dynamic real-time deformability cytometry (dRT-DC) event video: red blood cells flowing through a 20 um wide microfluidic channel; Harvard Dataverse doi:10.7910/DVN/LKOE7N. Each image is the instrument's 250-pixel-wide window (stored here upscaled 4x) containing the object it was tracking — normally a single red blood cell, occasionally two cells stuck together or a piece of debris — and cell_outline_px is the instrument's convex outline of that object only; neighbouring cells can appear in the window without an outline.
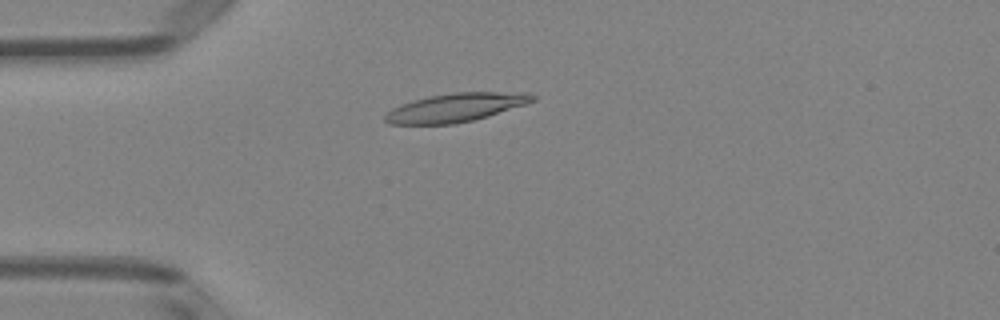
{"species": "Egyptian fruit bat (a non-hibernating species)", "species_latin": "Rousettus aegyptiacus", "temperature_condition": "room temperature", "stored_images_in_passage": 52, "camera_frame_rate_fps": 3000, "um_per_image_px": 0.085, "animal": {"sex": "female"}, "frame": {"image": 1, "passage_image": 14, "time_ms": 4.333, "image_size_px": [1000, 320], "cell_outline_px": [[536, 100], [488, 116], [456, 124], [388, 124], [384, 120], [384, 116], [392, 108], [412, 100], [428, 96], [452, 92], [528, 92], [536, 96]], "centroid_in_image_um": [38.73, 9.13], "position_along_channel_um": 46.3, "area_um2": 24.57}}
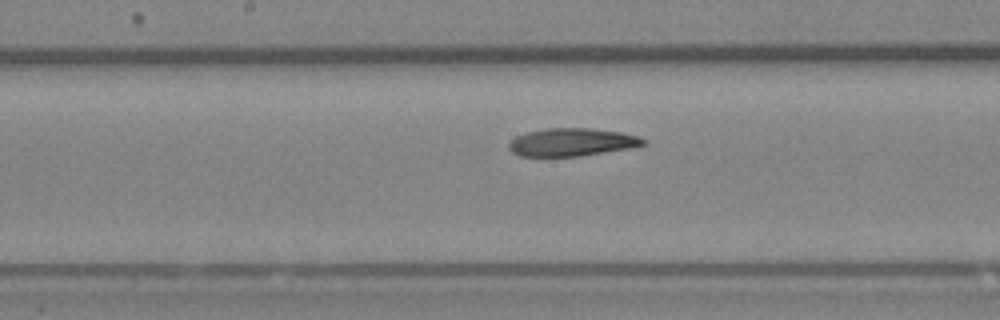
{"frame": {"image": 2, "passage_image": 27, "time_ms": 8.667, "image_size_px": [1000, 320], "cell_outline_px": [[648, 144], [628, 148], [580, 156], [520, 156], [512, 152], [508, 148], [508, 144], [516, 136], [528, 132], [544, 128], [592, 128], [620, 132], [636, 136], [648, 140]], "centroid_in_image_um": [48.61, 12.08], "position_along_channel_um": 199.6, "area_um2": 21.79}}
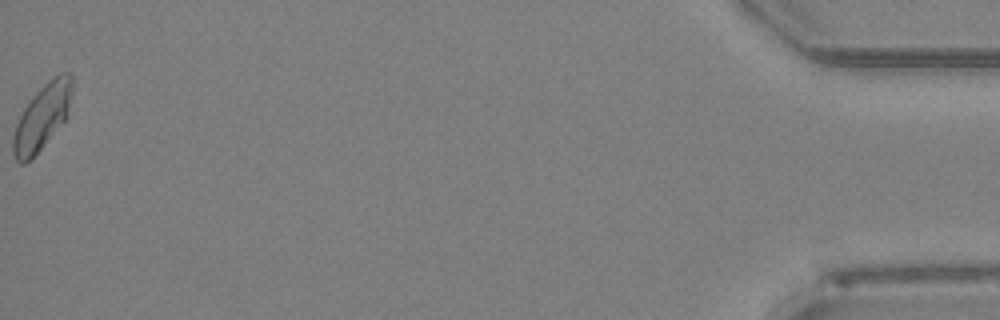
{"frame": {"image": 3, "passage_image": 52, "time_ms": 17.0, "image_size_px": [1000, 320], "cell_outline_px": [[72, 96], [64, 120], [44, 144], [24, 164], [20, 164], [12, 156], [12, 136], [16, 124], [24, 108], [36, 92], [52, 76], [60, 72], [68, 72], [72, 76]], "centroid_in_image_um": [3.56, 9.91], "position_along_channel_um": 431.6, "area_um2": 22.14}, "authors_computed_cell_mechanics": {"area_um2": 22.6576, "velocity_mm_per_s": 3.9674, "shape_relaxation_time_tau1_ms": 3.9908, "shape_relaxation_time_tau2_ms": 4.3894, "deformation_change_tau1": 0.1356, "deformation_change_tau2": 0.1183}}